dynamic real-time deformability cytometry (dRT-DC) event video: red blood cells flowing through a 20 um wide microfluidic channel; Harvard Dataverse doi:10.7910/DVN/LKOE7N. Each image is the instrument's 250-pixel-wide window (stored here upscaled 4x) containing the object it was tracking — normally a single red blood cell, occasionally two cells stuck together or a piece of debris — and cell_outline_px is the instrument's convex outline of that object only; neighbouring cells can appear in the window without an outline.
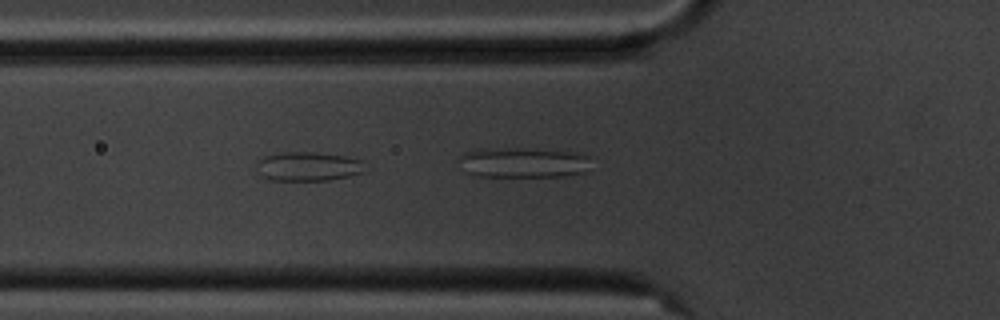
{"species": "common noctule bat (a hibernating species)", "species_latin": "Nyctalus noctula", "temperature_condition": "cold", "stored_images_in_passage": 3, "segment_of_instrument_passage": [1, 2], "camera_frame_rate_fps": 3000, "um_per_image_px": 0.085, "animal": {"sex": "male", "body_mass_g": 20.1, "forearm_length_mm": 53.5}, "frame": {"image": 1, "passage_image": 2, "time_ms": 0.333, "image_size_px": [1000, 320], "cell_outline_px": [[364, 172], [348, 176], [328, 180], [272, 180], [260, 176], [256, 172], [256, 164], [264, 156], [284, 152], [316, 152], [344, 156], [360, 160]], "centroid_in_image_um": [26.11, 14.15], "position_along_channel_um": 99.7, "area_um2": 18.26}}